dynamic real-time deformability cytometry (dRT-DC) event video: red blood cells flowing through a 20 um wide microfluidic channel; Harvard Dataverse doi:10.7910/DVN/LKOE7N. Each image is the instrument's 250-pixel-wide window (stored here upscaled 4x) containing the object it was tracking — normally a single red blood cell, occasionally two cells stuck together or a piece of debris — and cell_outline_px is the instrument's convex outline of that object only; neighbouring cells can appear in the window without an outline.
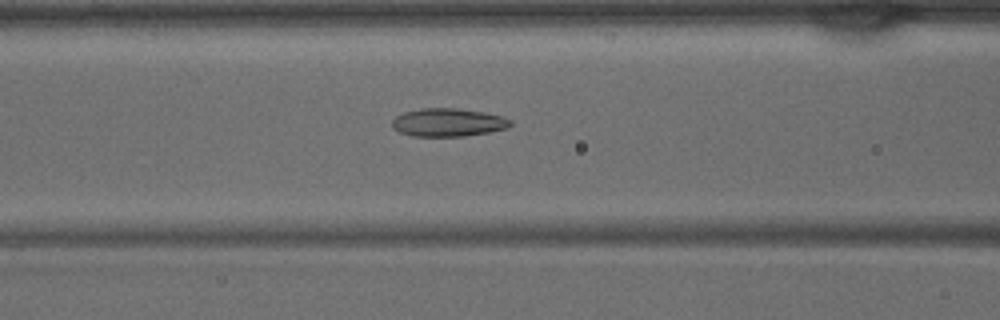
{"species": "common noctule bat (a hibernating species)", "species_latin": "Nyctalus noctula", "temperature_condition": "warm", "stored_images_in_passage": 31, "camera_frame_rate_fps": 3000, "um_per_image_px": 0.085, "animal": {"sex": "male", "body_mass_g": 15.6}, "frame": {"image": 1, "passage_image": 14, "time_ms": 4.333, "image_size_px": [1000, 320], "cell_outline_px": [[512, 124], [508, 128], [488, 132], [464, 136], [412, 136], [400, 132], [392, 128], [392, 120], [396, 116], [404, 112], [420, 108], [456, 108], [484, 112], [500, 116], [512, 120]], "centroid_in_image_um": [38.07, 10.4], "position_along_channel_um": 128.5, "area_um2": 19.42}}
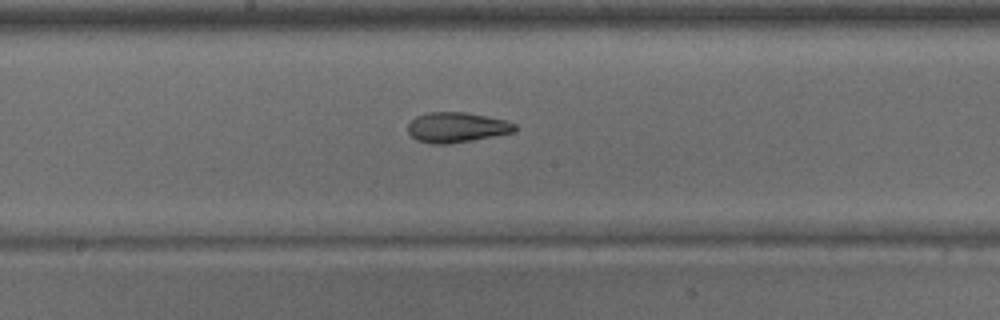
{"frame": {"image": 2, "passage_image": 19, "time_ms": 6.0, "image_size_px": [1000, 320], "cell_outline_px": [[516, 128], [512, 132], [472, 140], [448, 144], [432, 144], [416, 140], [408, 132], [408, 124], [416, 116], [428, 112], [464, 112], [504, 120], [516, 124]], "centroid_in_image_um": [38.76, 10.83], "position_along_channel_um": 209.4, "area_um2": 18.55}}
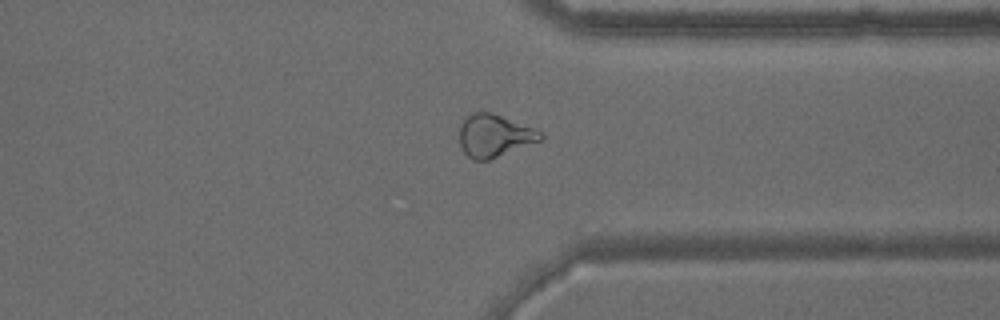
{"frame": {"image": 3, "passage_image": 29, "time_ms": 9.333, "image_size_px": [1000, 320], "cell_outline_px": [[544, 140], [488, 160], [472, 160], [464, 152], [460, 144], [460, 124], [464, 116], [472, 112], [492, 112], [532, 128], [540, 132], [544, 136]], "centroid_in_image_um": [42.0, 11.53], "position_along_channel_um": 369.4, "area_um2": 20.17}}